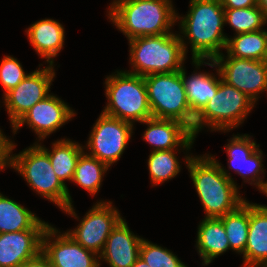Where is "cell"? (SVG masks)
<instances>
[{
    "mask_svg": "<svg viewBox=\"0 0 267 267\" xmlns=\"http://www.w3.org/2000/svg\"><path fill=\"white\" fill-rule=\"evenodd\" d=\"M172 0H113L108 19L127 37L159 36L172 33L177 11Z\"/></svg>",
    "mask_w": 267,
    "mask_h": 267,
    "instance_id": "cell-2",
    "label": "cell"
},
{
    "mask_svg": "<svg viewBox=\"0 0 267 267\" xmlns=\"http://www.w3.org/2000/svg\"><path fill=\"white\" fill-rule=\"evenodd\" d=\"M122 218L112 201L100 200L88 210L77 227L66 232L82 247L100 255L109 234Z\"/></svg>",
    "mask_w": 267,
    "mask_h": 267,
    "instance_id": "cell-12",
    "label": "cell"
},
{
    "mask_svg": "<svg viewBox=\"0 0 267 267\" xmlns=\"http://www.w3.org/2000/svg\"><path fill=\"white\" fill-rule=\"evenodd\" d=\"M258 7L264 12L267 20V0H258Z\"/></svg>",
    "mask_w": 267,
    "mask_h": 267,
    "instance_id": "cell-36",
    "label": "cell"
},
{
    "mask_svg": "<svg viewBox=\"0 0 267 267\" xmlns=\"http://www.w3.org/2000/svg\"><path fill=\"white\" fill-rule=\"evenodd\" d=\"M64 29L59 21L45 18L25 30L31 46L41 58L46 59L48 65L54 64V58L63 48Z\"/></svg>",
    "mask_w": 267,
    "mask_h": 267,
    "instance_id": "cell-19",
    "label": "cell"
},
{
    "mask_svg": "<svg viewBox=\"0 0 267 267\" xmlns=\"http://www.w3.org/2000/svg\"><path fill=\"white\" fill-rule=\"evenodd\" d=\"M48 226V222L0 192V233L46 230Z\"/></svg>",
    "mask_w": 267,
    "mask_h": 267,
    "instance_id": "cell-22",
    "label": "cell"
},
{
    "mask_svg": "<svg viewBox=\"0 0 267 267\" xmlns=\"http://www.w3.org/2000/svg\"><path fill=\"white\" fill-rule=\"evenodd\" d=\"M140 258L150 267H187L171 250L143 238Z\"/></svg>",
    "mask_w": 267,
    "mask_h": 267,
    "instance_id": "cell-31",
    "label": "cell"
},
{
    "mask_svg": "<svg viewBox=\"0 0 267 267\" xmlns=\"http://www.w3.org/2000/svg\"><path fill=\"white\" fill-rule=\"evenodd\" d=\"M107 104L102 113L134 125L152 118L143 76L115 71L105 79Z\"/></svg>",
    "mask_w": 267,
    "mask_h": 267,
    "instance_id": "cell-6",
    "label": "cell"
},
{
    "mask_svg": "<svg viewBox=\"0 0 267 267\" xmlns=\"http://www.w3.org/2000/svg\"><path fill=\"white\" fill-rule=\"evenodd\" d=\"M42 252L53 267H101L99 255L85 249L67 232L49 224L42 237Z\"/></svg>",
    "mask_w": 267,
    "mask_h": 267,
    "instance_id": "cell-14",
    "label": "cell"
},
{
    "mask_svg": "<svg viewBox=\"0 0 267 267\" xmlns=\"http://www.w3.org/2000/svg\"><path fill=\"white\" fill-rule=\"evenodd\" d=\"M224 22L235 31V35L262 30L267 20L264 12L258 7L242 9H224Z\"/></svg>",
    "mask_w": 267,
    "mask_h": 267,
    "instance_id": "cell-30",
    "label": "cell"
},
{
    "mask_svg": "<svg viewBox=\"0 0 267 267\" xmlns=\"http://www.w3.org/2000/svg\"><path fill=\"white\" fill-rule=\"evenodd\" d=\"M143 123L147 125V129L142 135L143 140L153 147L152 152L181 148L180 150H185L187 154L192 148V145L180 137L172 119L152 117L144 120Z\"/></svg>",
    "mask_w": 267,
    "mask_h": 267,
    "instance_id": "cell-24",
    "label": "cell"
},
{
    "mask_svg": "<svg viewBox=\"0 0 267 267\" xmlns=\"http://www.w3.org/2000/svg\"><path fill=\"white\" fill-rule=\"evenodd\" d=\"M15 147V142H11L9 167L22 175L28 186L37 194L79 220L72 205L70 191L56 176L47 152L37 142L19 154H13Z\"/></svg>",
    "mask_w": 267,
    "mask_h": 267,
    "instance_id": "cell-4",
    "label": "cell"
},
{
    "mask_svg": "<svg viewBox=\"0 0 267 267\" xmlns=\"http://www.w3.org/2000/svg\"><path fill=\"white\" fill-rule=\"evenodd\" d=\"M54 65L29 73L15 88L3 96L5 110L13 127L36 103L50 95V86L55 78Z\"/></svg>",
    "mask_w": 267,
    "mask_h": 267,
    "instance_id": "cell-13",
    "label": "cell"
},
{
    "mask_svg": "<svg viewBox=\"0 0 267 267\" xmlns=\"http://www.w3.org/2000/svg\"><path fill=\"white\" fill-rule=\"evenodd\" d=\"M212 61L224 82L237 88L255 103L260 93L267 92V61L239 59L223 53Z\"/></svg>",
    "mask_w": 267,
    "mask_h": 267,
    "instance_id": "cell-11",
    "label": "cell"
},
{
    "mask_svg": "<svg viewBox=\"0 0 267 267\" xmlns=\"http://www.w3.org/2000/svg\"><path fill=\"white\" fill-rule=\"evenodd\" d=\"M129 43V62L132 70L128 73L139 76L181 71L186 53L179 33L133 38Z\"/></svg>",
    "mask_w": 267,
    "mask_h": 267,
    "instance_id": "cell-5",
    "label": "cell"
},
{
    "mask_svg": "<svg viewBox=\"0 0 267 267\" xmlns=\"http://www.w3.org/2000/svg\"><path fill=\"white\" fill-rule=\"evenodd\" d=\"M76 116L75 111L61 98L54 94L36 103L25 115L12 127L13 135L22 127L27 126L34 131L39 141H43L61 126Z\"/></svg>",
    "mask_w": 267,
    "mask_h": 267,
    "instance_id": "cell-15",
    "label": "cell"
},
{
    "mask_svg": "<svg viewBox=\"0 0 267 267\" xmlns=\"http://www.w3.org/2000/svg\"><path fill=\"white\" fill-rule=\"evenodd\" d=\"M197 229L195 247L203 266H208L215 258L230 250L225 227L219 218L204 217Z\"/></svg>",
    "mask_w": 267,
    "mask_h": 267,
    "instance_id": "cell-21",
    "label": "cell"
},
{
    "mask_svg": "<svg viewBox=\"0 0 267 267\" xmlns=\"http://www.w3.org/2000/svg\"><path fill=\"white\" fill-rule=\"evenodd\" d=\"M109 168L107 164L84 151L77 161L72 182L84 188L91 196H95L102 187L104 174Z\"/></svg>",
    "mask_w": 267,
    "mask_h": 267,
    "instance_id": "cell-26",
    "label": "cell"
},
{
    "mask_svg": "<svg viewBox=\"0 0 267 267\" xmlns=\"http://www.w3.org/2000/svg\"><path fill=\"white\" fill-rule=\"evenodd\" d=\"M131 123L100 113L84 149L109 167L120 160L132 137Z\"/></svg>",
    "mask_w": 267,
    "mask_h": 267,
    "instance_id": "cell-7",
    "label": "cell"
},
{
    "mask_svg": "<svg viewBox=\"0 0 267 267\" xmlns=\"http://www.w3.org/2000/svg\"><path fill=\"white\" fill-rule=\"evenodd\" d=\"M19 267H53L47 256L41 251L35 257L25 261Z\"/></svg>",
    "mask_w": 267,
    "mask_h": 267,
    "instance_id": "cell-35",
    "label": "cell"
},
{
    "mask_svg": "<svg viewBox=\"0 0 267 267\" xmlns=\"http://www.w3.org/2000/svg\"><path fill=\"white\" fill-rule=\"evenodd\" d=\"M194 66L199 70L202 65L215 67L218 77L214 73L196 72L187 77V71L182 68V79L184 82L187 100L189 105L196 107H205L217 92L218 83L221 78L216 64L212 60H192ZM216 76V77H215Z\"/></svg>",
    "mask_w": 267,
    "mask_h": 267,
    "instance_id": "cell-20",
    "label": "cell"
},
{
    "mask_svg": "<svg viewBox=\"0 0 267 267\" xmlns=\"http://www.w3.org/2000/svg\"><path fill=\"white\" fill-rule=\"evenodd\" d=\"M256 267H267V265H260V266H256Z\"/></svg>",
    "mask_w": 267,
    "mask_h": 267,
    "instance_id": "cell-39",
    "label": "cell"
},
{
    "mask_svg": "<svg viewBox=\"0 0 267 267\" xmlns=\"http://www.w3.org/2000/svg\"><path fill=\"white\" fill-rule=\"evenodd\" d=\"M267 265V207L249 202V228L243 267Z\"/></svg>",
    "mask_w": 267,
    "mask_h": 267,
    "instance_id": "cell-18",
    "label": "cell"
},
{
    "mask_svg": "<svg viewBox=\"0 0 267 267\" xmlns=\"http://www.w3.org/2000/svg\"><path fill=\"white\" fill-rule=\"evenodd\" d=\"M255 104L247 95L220 78L217 92L207 102L204 111L214 128L226 133L244 123Z\"/></svg>",
    "mask_w": 267,
    "mask_h": 267,
    "instance_id": "cell-10",
    "label": "cell"
},
{
    "mask_svg": "<svg viewBox=\"0 0 267 267\" xmlns=\"http://www.w3.org/2000/svg\"><path fill=\"white\" fill-rule=\"evenodd\" d=\"M142 240L122 218L109 234L99 261H105L109 267H131L140 256Z\"/></svg>",
    "mask_w": 267,
    "mask_h": 267,
    "instance_id": "cell-16",
    "label": "cell"
},
{
    "mask_svg": "<svg viewBox=\"0 0 267 267\" xmlns=\"http://www.w3.org/2000/svg\"><path fill=\"white\" fill-rule=\"evenodd\" d=\"M11 142V139L5 135H0V170L2 171L10 165Z\"/></svg>",
    "mask_w": 267,
    "mask_h": 267,
    "instance_id": "cell-33",
    "label": "cell"
},
{
    "mask_svg": "<svg viewBox=\"0 0 267 267\" xmlns=\"http://www.w3.org/2000/svg\"><path fill=\"white\" fill-rule=\"evenodd\" d=\"M261 192L263 194H265V196H267V181H266V184H265V186H264V188H263V190ZM263 206L267 207L266 205H263Z\"/></svg>",
    "mask_w": 267,
    "mask_h": 267,
    "instance_id": "cell-38",
    "label": "cell"
},
{
    "mask_svg": "<svg viewBox=\"0 0 267 267\" xmlns=\"http://www.w3.org/2000/svg\"><path fill=\"white\" fill-rule=\"evenodd\" d=\"M153 118L173 119L189 105L181 71L144 76Z\"/></svg>",
    "mask_w": 267,
    "mask_h": 267,
    "instance_id": "cell-9",
    "label": "cell"
},
{
    "mask_svg": "<svg viewBox=\"0 0 267 267\" xmlns=\"http://www.w3.org/2000/svg\"><path fill=\"white\" fill-rule=\"evenodd\" d=\"M224 9H242L258 6V0H221Z\"/></svg>",
    "mask_w": 267,
    "mask_h": 267,
    "instance_id": "cell-34",
    "label": "cell"
},
{
    "mask_svg": "<svg viewBox=\"0 0 267 267\" xmlns=\"http://www.w3.org/2000/svg\"><path fill=\"white\" fill-rule=\"evenodd\" d=\"M226 53L239 59L267 61V30L246 32L227 39Z\"/></svg>",
    "mask_w": 267,
    "mask_h": 267,
    "instance_id": "cell-25",
    "label": "cell"
},
{
    "mask_svg": "<svg viewBox=\"0 0 267 267\" xmlns=\"http://www.w3.org/2000/svg\"><path fill=\"white\" fill-rule=\"evenodd\" d=\"M48 154L51 165L56 176L66 185L65 181L73 180L76 164L80 155L84 152V147L69 138L58 139L52 143L51 150L38 143Z\"/></svg>",
    "mask_w": 267,
    "mask_h": 267,
    "instance_id": "cell-23",
    "label": "cell"
},
{
    "mask_svg": "<svg viewBox=\"0 0 267 267\" xmlns=\"http://www.w3.org/2000/svg\"><path fill=\"white\" fill-rule=\"evenodd\" d=\"M180 137L190 145L194 144L197 134L204 128L217 131L209 121L203 107L186 106L172 119Z\"/></svg>",
    "mask_w": 267,
    "mask_h": 267,
    "instance_id": "cell-28",
    "label": "cell"
},
{
    "mask_svg": "<svg viewBox=\"0 0 267 267\" xmlns=\"http://www.w3.org/2000/svg\"><path fill=\"white\" fill-rule=\"evenodd\" d=\"M0 135H5L3 132H2V130L0 129Z\"/></svg>",
    "mask_w": 267,
    "mask_h": 267,
    "instance_id": "cell-40",
    "label": "cell"
},
{
    "mask_svg": "<svg viewBox=\"0 0 267 267\" xmlns=\"http://www.w3.org/2000/svg\"><path fill=\"white\" fill-rule=\"evenodd\" d=\"M189 6L186 15L177 13L184 51L187 54L190 43L192 60H213L226 49L228 39L221 0H190Z\"/></svg>",
    "mask_w": 267,
    "mask_h": 267,
    "instance_id": "cell-1",
    "label": "cell"
},
{
    "mask_svg": "<svg viewBox=\"0 0 267 267\" xmlns=\"http://www.w3.org/2000/svg\"><path fill=\"white\" fill-rule=\"evenodd\" d=\"M22 64L13 55H4L0 64V84L4 89L3 96L15 88L26 76Z\"/></svg>",
    "mask_w": 267,
    "mask_h": 267,
    "instance_id": "cell-32",
    "label": "cell"
},
{
    "mask_svg": "<svg viewBox=\"0 0 267 267\" xmlns=\"http://www.w3.org/2000/svg\"><path fill=\"white\" fill-rule=\"evenodd\" d=\"M131 267H150V266L142 258L139 257Z\"/></svg>",
    "mask_w": 267,
    "mask_h": 267,
    "instance_id": "cell-37",
    "label": "cell"
},
{
    "mask_svg": "<svg viewBox=\"0 0 267 267\" xmlns=\"http://www.w3.org/2000/svg\"><path fill=\"white\" fill-rule=\"evenodd\" d=\"M225 227L230 250L238 254L245 251L249 228V201L246 200L234 211L219 218Z\"/></svg>",
    "mask_w": 267,
    "mask_h": 267,
    "instance_id": "cell-27",
    "label": "cell"
},
{
    "mask_svg": "<svg viewBox=\"0 0 267 267\" xmlns=\"http://www.w3.org/2000/svg\"><path fill=\"white\" fill-rule=\"evenodd\" d=\"M45 230L0 233V267H19L42 251Z\"/></svg>",
    "mask_w": 267,
    "mask_h": 267,
    "instance_id": "cell-17",
    "label": "cell"
},
{
    "mask_svg": "<svg viewBox=\"0 0 267 267\" xmlns=\"http://www.w3.org/2000/svg\"><path fill=\"white\" fill-rule=\"evenodd\" d=\"M195 190L205 211V218H220L237 209L246 198L227 178L220 165L209 155L184 157Z\"/></svg>",
    "mask_w": 267,
    "mask_h": 267,
    "instance_id": "cell-3",
    "label": "cell"
},
{
    "mask_svg": "<svg viewBox=\"0 0 267 267\" xmlns=\"http://www.w3.org/2000/svg\"><path fill=\"white\" fill-rule=\"evenodd\" d=\"M176 151L179 150L151 151L147 165L152 186L160 185L179 174L181 165Z\"/></svg>",
    "mask_w": 267,
    "mask_h": 267,
    "instance_id": "cell-29",
    "label": "cell"
},
{
    "mask_svg": "<svg viewBox=\"0 0 267 267\" xmlns=\"http://www.w3.org/2000/svg\"><path fill=\"white\" fill-rule=\"evenodd\" d=\"M249 134H237L230 138L228 144L224 146L228 156V170L222 167L221 163L215 159V156L210 155L219 165L222 173L237 186L236 182L229 174V170H234L243 178L244 183L255 185L261 192L266 184L264 181V164L263 151L259 149V144L251 138ZM263 175V176H262Z\"/></svg>",
    "mask_w": 267,
    "mask_h": 267,
    "instance_id": "cell-8",
    "label": "cell"
}]
</instances>
